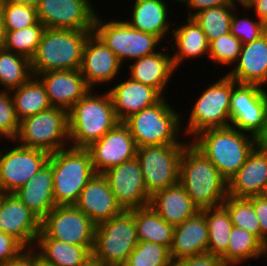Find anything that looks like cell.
<instances>
[{
	"label": "cell",
	"mask_w": 267,
	"mask_h": 266,
	"mask_svg": "<svg viewBox=\"0 0 267 266\" xmlns=\"http://www.w3.org/2000/svg\"><path fill=\"white\" fill-rule=\"evenodd\" d=\"M173 266H227L221 257L204 253L173 262Z\"/></svg>",
	"instance_id": "bcb514c9"
},
{
	"label": "cell",
	"mask_w": 267,
	"mask_h": 266,
	"mask_svg": "<svg viewBox=\"0 0 267 266\" xmlns=\"http://www.w3.org/2000/svg\"><path fill=\"white\" fill-rule=\"evenodd\" d=\"M36 266H49V265H46L44 264L43 262H41L39 259H37V264Z\"/></svg>",
	"instance_id": "680465c9"
},
{
	"label": "cell",
	"mask_w": 267,
	"mask_h": 266,
	"mask_svg": "<svg viewBox=\"0 0 267 266\" xmlns=\"http://www.w3.org/2000/svg\"><path fill=\"white\" fill-rule=\"evenodd\" d=\"M75 206L97 226L124 211L117 202L109 183L101 173L89 180Z\"/></svg>",
	"instance_id": "ffe728a7"
},
{
	"label": "cell",
	"mask_w": 267,
	"mask_h": 266,
	"mask_svg": "<svg viewBox=\"0 0 267 266\" xmlns=\"http://www.w3.org/2000/svg\"><path fill=\"white\" fill-rule=\"evenodd\" d=\"M166 100L164 96L158 103L144 108L123 122L137 147L185 144L178 140L183 134L182 114L176 112Z\"/></svg>",
	"instance_id": "8992f818"
},
{
	"label": "cell",
	"mask_w": 267,
	"mask_h": 266,
	"mask_svg": "<svg viewBox=\"0 0 267 266\" xmlns=\"http://www.w3.org/2000/svg\"><path fill=\"white\" fill-rule=\"evenodd\" d=\"M137 243L134 215L124 210L96 226L92 259L100 266H123Z\"/></svg>",
	"instance_id": "52a82bcc"
},
{
	"label": "cell",
	"mask_w": 267,
	"mask_h": 266,
	"mask_svg": "<svg viewBox=\"0 0 267 266\" xmlns=\"http://www.w3.org/2000/svg\"><path fill=\"white\" fill-rule=\"evenodd\" d=\"M33 76L29 58L0 49V84L2 91L10 92Z\"/></svg>",
	"instance_id": "e575fe53"
},
{
	"label": "cell",
	"mask_w": 267,
	"mask_h": 266,
	"mask_svg": "<svg viewBox=\"0 0 267 266\" xmlns=\"http://www.w3.org/2000/svg\"><path fill=\"white\" fill-rule=\"evenodd\" d=\"M4 36H5L4 25L0 14V49H3Z\"/></svg>",
	"instance_id": "db71d44e"
},
{
	"label": "cell",
	"mask_w": 267,
	"mask_h": 266,
	"mask_svg": "<svg viewBox=\"0 0 267 266\" xmlns=\"http://www.w3.org/2000/svg\"><path fill=\"white\" fill-rule=\"evenodd\" d=\"M236 83L227 75L209 83L207 89L194 100L183 133L193 139L204 130L230 126V97Z\"/></svg>",
	"instance_id": "9c48e42d"
},
{
	"label": "cell",
	"mask_w": 267,
	"mask_h": 266,
	"mask_svg": "<svg viewBox=\"0 0 267 266\" xmlns=\"http://www.w3.org/2000/svg\"><path fill=\"white\" fill-rule=\"evenodd\" d=\"M92 91L68 110L69 143L75 148H88L120 122L109 92Z\"/></svg>",
	"instance_id": "7a4b0ae2"
},
{
	"label": "cell",
	"mask_w": 267,
	"mask_h": 266,
	"mask_svg": "<svg viewBox=\"0 0 267 266\" xmlns=\"http://www.w3.org/2000/svg\"><path fill=\"white\" fill-rule=\"evenodd\" d=\"M267 255V244L265 246V256Z\"/></svg>",
	"instance_id": "91938a15"
},
{
	"label": "cell",
	"mask_w": 267,
	"mask_h": 266,
	"mask_svg": "<svg viewBox=\"0 0 267 266\" xmlns=\"http://www.w3.org/2000/svg\"><path fill=\"white\" fill-rule=\"evenodd\" d=\"M25 249L13 236L0 231V266L17 257Z\"/></svg>",
	"instance_id": "f6af8a7d"
},
{
	"label": "cell",
	"mask_w": 267,
	"mask_h": 266,
	"mask_svg": "<svg viewBox=\"0 0 267 266\" xmlns=\"http://www.w3.org/2000/svg\"><path fill=\"white\" fill-rule=\"evenodd\" d=\"M149 205L162 219L173 226L181 224L200 211L180 183L155 192L151 196Z\"/></svg>",
	"instance_id": "83f0119b"
},
{
	"label": "cell",
	"mask_w": 267,
	"mask_h": 266,
	"mask_svg": "<svg viewBox=\"0 0 267 266\" xmlns=\"http://www.w3.org/2000/svg\"><path fill=\"white\" fill-rule=\"evenodd\" d=\"M45 28L93 31L97 11L91 0H34Z\"/></svg>",
	"instance_id": "5bb4252c"
},
{
	"label": "cell",
	"mask_w": 267,
	"mask_h": 266,
	"mask_svg": "<svg viewBox=\"0 0 267 266\" xmlns=\"http://www.w3.org/2000/svg\"><path fill=\"white\" fill-rule=\"evenodd\" d=\"M257 84L236 83L230 97V126L259 139L267 125V91Z\"/></svg>",
	"instance_id": "7c38bea8"
},
{
	"label": "cell",
	"mask_w": 267,
	"mask_h": 266,
	"mask_svg": "<svg viewBox=\"0 0 267 266\" xmlns=\"http://www.w3.org/2000/svg\"><path fill=\"white\" fill-rule=\"evenodd\" d=\"M266 179L267 151L258 144L243 166L228 181V196L248 198L261 195Z\"/></svg>",
	"instance_id": "d4e9b609"
},
{
	"label": "cell",
	"mask_w": 267,
	"mask_h": 266,
	"mask_svg": "<svg viewBox=\"0 0 267 266\" xmlns=\"http://www.w3.org/2000/svg\"><path fill=\"white\" fill-rule=\"evenodd\" d=\"M177 2H181L183 5H186L188 8V17H191L192 14L200 12L204 9L232 5L231 0H178ZM192 11L194 12L192 13Z\"/></svg>",
	"instance_id": "c3c4849f"
},
{
	"label": "cell",
	"mask_w": 267,
	"mask_h": 266,
	"mask_svg": "<svg viewBox=\"0 0 267 266\" xmlns=\"http://www.w3.org/2000/svg\"><path fill=\"white\" fill-rule=\"evenodd\" d=\"M265 255V245L248 231L233 226L227 249V266H237L250 259L262 258Z\"/></svg>",
	"instance_id": "d590c367"
},
{
	"label": "cell",
	"mask_w": 267,
	"mask_h": 266,
	"mask_svg": "<svg viewBox=\"0 0 267 266\" xmlns=\"http://www.w3.org/2000/svg\"><path fill=\"white\" fill-rule=\"evenodd\" d=\"M4 30H20L39 23L34 0H0Z\"/></svg>",
	"instance_id": "74e56055"
},
{
	"label": "cell",
	"mask_w": 267,
	"mask_h": 266,
	"mask_svg": "<svg viewBox=\"0 0 267 266\" xmlns=\"http://www.w3.org/2000/svg\"><path fill=\"white\" fill-rule=\"evenodd\" d=\"M44 30L45 26L41 22L20 30H4L3 49L31 60L39 46Z\"/></svg>",
	"instance_id": "f35d334b"
},
{
	"label": "cell",
	"mask_w": 267,
	"mask_h": 266,
	"mask_svg": "<svg viewBox=\"0 0 267 266\" xmlns=\"http://www.w3.org/2000/svg\"><path fill=\"white\" fill-rule=\"evenodd\" d=\"M234 5L212 7L192 14L191 18L206 34L208 43L230 33Z\"/></svg>",
	"instance_id": "8d00e7d4"
},
{
	"label": "cell",
	"mask_w": 267,
	"mask_h": 266,
	"mask_svg": "<svg viewBox=\"0 0 267 266\" xmlns=\"http://www.w3.org/2000/svg\"><path fill=\"white\" fill-rule=\"evenodd\" d=\"M184 23L177 28L174 27L171 32L172 40H175L174 44H170L171 50L175 51V54L171 56L176 70L187 58L193 60V58L202 57V55H209V43L206 34L191 17H187Z\"/></svg>",
	"instance_id": "4dcf8cb0"
},
{
	"label": "cell",
	"mask_w": 267,
	"mask_h": 266,
	"mask_svg": "<svg viewBox=\"0 0 267 266\" xmlns=\"http://www.w3.org/2000/svg\"><path fill=\"white\" fill-rule=\"evenodd\" d=\"M190 140L213 163L227 182L258 145L256 137L232 126L207 129Z\"/></svg>",
	"instance_id": "3957f363"
},
{
	"label": "cell",
	"mask_w": 267,
	"mask_h": 266,
	"mask_svg": "<svg viewBox=\"0 0 267 266\" xmlns=\"http://www.w3.org/2000/svg\"><path fill=\"white\" fill-rule=\"evenodd\" d=\"M246 9H254L256 17L267 25V0H255L248 8H245V10Z\"/></svg>",
	"instance_id": "f907efd6"
},
{
	"label": "cell",
	"mask_w": 267,
	"mask_h": 266,
	"mask_svg": "<svg viewBox=\"0 0 267 266\" xmlns=\"http://www.w3.org/2000/svg\"><path fill=\"white\" fill-rule=\"evenodd\" d=\"M180 161L179 183L199 210L222 205L228 196V182L190 140Z\"/></svg>",
	"instance_id": "6da1fadb"
},
{
	"label": "cell",
	"mask_w": 267,
	"mask_h": 266,
	"mask_svg": "<svg viewBox=\"0 0 267 266\" xmlns=\"http://www.w3.org/2000/svg\"><path fill=\"white\" fill-rule=\"evenodd\" d=\"M0 231L13 236L25 248H33L41 221L14 193H6L0 208Z\"/></svg>",
	"instance_id": "d6986e66"
},
{
	"label": "cell",
	"mask_w": 267,
	"mask_h": 266,
	"mask_svg": "<svg viewBox=\"0 0 267 266\" xmlns=\"http://www.w3.org/2000/svg\"><path fill=\"white\" fill-rule=\"evenodd\" d=\"M134 215L138 241L154 242L169 250L173 243L174 226L162 219L150 205L130 210Z\"/></svg>",
	"instance_id": "1f68e13d"
},
{
	"label": "cell",
	"mask_w": 267,
	"mask_h": 266,
	"mask_svg": "<svg viewBox=\"0 0 267 266\" xmlns=\"http://www.w3.org/2000/svg\"><path fill=\"white\" fill-rule=\"evenodd\" d=\"M10 94L20 121L52 107L43 84L36 76H32L26 83L10 91Z\"/></svg>",
	"instance_id": "d6a6232c"
},
{
	"label": "cell",
	"mask_w": 267,
	"mask_h": 266,
	"mask_svg": "<svg viewBox=\"0 0 267 266\" xmlns=\"http://www.w3.org/2000/svg\"><path fill=\"white\" fill-rule=\"evenodd\" d=\"M50 154L33 148L14 145L0 152V190L15 193L44 165Z\"/></svg>",
	"instance_id": "9a60e30c"
},
{
	"label": "cell",
	"mask_w": 267,
	"mask_h": 266,
	"mask_svg": "<svg viewBox=\"0 0 267 266\" xmlns=\"http://www.w3.org/2000/svg\"><path fill=\"white\" fill-rule=\"evenodd\" d=\"M90 30L45 28L39 46L31 58L33 76L58 70H78Z\"/></svg>",
	"instance_id": "277c9868"
},
{
	"label": "cell",
	"mask_w": 267,
	"mask_h": 266,
	"mask_svg": "<svg viewBox=\"0 0 267 266\" xmlns=\"http://www.w3.org/2000/svg\"><path fill=\"white\" fill-rule=\"evenodd\" d=\"M260 196L267 198V179L265 181V184H264V187L262 189V192H261Z\"/></svg>",
	"instance_id": "11a10c76"
},
{
	"label": "cell",
	"mask_w": 267,
	"mask_h": 266,
	"mask_svg": "<svg viewBox=\"0 0 267 266\" xmlns=\"http://www.w3.org/2000/svg\"><path fill=\"white\" fill-rule=\"evenodd\" d=\"M38 255L33 248H26L17 257L1 266H36Z\"/></svg>",
	"instance_id": "681fc988"
},
{
	"label": "cell",
	"mask_w": 267,
	"mask_h": 266,
	"mask_svg": "<svg viewBox=\"0 0 267 266\" xmlns=\"http://www.w3.org/2000/svg\"><path fill=\"white\" fill-rule=\"evenodd\" d=\"M15 141L20 146L49 154L70 146L68 111L51 107L22 119Z\"/></svg>",
	"instance_id": "ba28073f"
},
{
	"label": "cell",
	"mask_w": 267,
	"mask_h": 266,
	"mask_svg": "<svg viewBox=\"0 0 267 266\" xmlns=\"http://www.w3.org/2000/svg\"><path fill=\"white\" fill-rule=\"evenodd\" d=\"M208 226V253L221 257L227 265L229 236L233 227L227 209L216 206L205 209Z\"/></svg>",
	"instance_id": "836d02e7"
},
{
	"label": "cell",
	"mask_w": 267,
	"mask_h": 266,
	"mask_svg": "<svg viewBox=\"0 0 267 266\" xmlns=\"http://www.w3.org/2000/svg\"><path fill=\"white\" fill-rule=\"evenodd\" d=\"M36 77L43 84L50 105L67 111L91 89L80 69L49 71Z\"/></svg>",
	"instance_id": "44dd1931"
},
{
	"label": "cell",
	"mask_w": 267,
	"mask_h": 266,
	"mask_svg": "<svg viewBox=\"0 0 267 266\" xmlns=\"http://www.w3.org/2000/svg\"><path fill=\"white\" fill-rule=\"evenodd\" d=\"M85 266H100L98 263H96L93 259L88 263L86 264Z\"/></svg>",
	"instance_id": "9f6ffc18"
},
{
	"label": "cell",
	"mask_w": 267,
	"mask_h": 266,
	"mask_svg": "<svg viewBox=\"0 0 267 266\" xmlns=\"http://www.w3.org/2000/svg\"><path fill=\"white\" fill-rule=\"evenodd\" d=\"M174 1L177 2V0ZM133 5L132 12H130L131 19L125 22L133 29L156 35L162 41L166 39L171 29V23L167 20L170 12L167 2L165 0H135Z\"/></svg>",
	"instance_id": "f1b7e54d"
},
{
	"label": "cell",
	"mask_w": 267,
	"mask_h": 266,
	"mask_svg": "<svg viewBox=\"0 0 267 266\" xmlns=\"http://www.w3.org/2000/svg\"><path fill=\"white\" fill-rule=\"evenodd\" d=\"M96 225L75 205L55 206L41 221L37 238H52L72 245L94 247Z\"/></svg>",
	"instance_id": "4fadbf2b"
},
{
	"label": "cell",
	"mask_w": 267,
	"mask_h": 266,
	"mask_svg": "<svg viewBox=\"0 0 267 266\" xmlns=\"http://www.w3.org/2000/svg\"><path fill=\"white\" fill-rule=\"evenodd\" d=\"M107 90L111 96L115 114L120 122L158 103L164 96L155 88L146 86L130 77Z\"/></svg>",
	"instance_id": "7402d4cb"
},
{
	"label": "cell",
	"mask_w": 267,
	"mask_h": 266,
	"mask_svg": "<svg viewBox=\"0 0 267 266\" xmlns=\"http://www.w3.org/2000/svg\"><path fill=\"white\" fill-rule=\"evenodd\" d=\"M5 194H6V193H4V192H2V191L0 190V208H1V203H2V200H3V197H4Z\"/></svg>",
	"instance_id": "6f0895ef"
},
{
	"label": "cell",
	"mask_w": 267,
	"mask_h": 266,
	"mask_svg": "<svg viewBox=\"0 0 267 266\" xmlns=\"http://www.w3.org/2000/svg\"><path fill=\"white\" fill-rule=\"evenodd\" d=\"M242 43L231 32L209 43L208 59L219 65L236 64ZM235 62V63H234Z\"/></svg>",
	"instance_id": "b9f144b4"
},
{
	"label": "cell",
	"mask_w": 267,
	"mask_h": 266,
	"mask_svg": "<svg viewBox=\"0 0 267 266\" xmlns=\"http://www.w3.org/2000/svg\"><path fill=\"white\" fill-rule=\"evenodd\" d=\"M233 12L230 32L241 41L242 44L252 42L267 32V25L258 18H241Z\"/></svg>",
	"instance_id": "ee69618b"
},
{
	"label": "cell",
	"mask_w": 267,
	"mask_h": 266,
	"mask_svg": "<svg viewBox=\"0 0 267 266\" xmlns=\"http://www.w3.org/2000/svg\"><path fill=\"white\" fill-rule=\"evenodd\" d=\"M35 244L38 259L49 266H85L92 260V252L85 246L52 238H37Z\"/></svg>",
	"instance_id": "f546056e"
},
{
	"label": "cell",
	"mask_w": 267,
	"mask_h": 266,
	"mask_svg": "<svg viewBox=\"0 0 267 266\" xmlns=\"http://www.w3.org/2000/svg\"><path fill=\"white\" fill-rule=\"evenodd\" d=\"M20 126L10 92L0 89V136L11 142L16 138Z\"/></svg>",
	"instance_id": "7bdbcfd3"
},
{
	"label": "cell",
	"mask_w": 267,
	"mask_h": 266,
	"mask_svg": "<svg viewBox=\"0 0 267 266\" xmlns=\"http://www.w3.org/2000/svg\"><path fill=\"white\" fill-rule=\"evenodd\" d=\"M239 3H237V2ZM255 0H231L232 5H234L235 7H237V5H241V7L243 8H248L250 6V4H252Z\"/></svg>",
	"instance_id": "816d5d0a"
},
{
	"label": "cell",
	"mask_w": 267,
	"mask_h": 266,
	"mask_svg": "<svg viewBox=\"0 0 267 266\" xmlns=\"http://www.w3.org/2000/svg\"><path fill=\"white\" fill-rule=\"evenodd\" d=\"M208 252V226L205 209L174 226L170 249L172 262Z\"/></svg>",
	"instance_id": "cb8c5ba5"
},
{
	"label": "cell",
	"mask_w": 267,
	"mask_h": 266,
	"mask_svg": "<svg viewBox=\"0 0 267 266\" xmlns=\"http://www.w3.org/2000/svg\"><path fill=\"white\" fill-rule=\"evenodd\" d=\"M87 149L90 152L95 173L103 174L116 165L134 159L138 147L128 127L123 122H119Z\"/></svg>",
	"instance_id": "e0dca14e"
},
{
	"label": "cell",
	"mask_w": 267,
	"mask_h": 266,
	"mask_svg": "<svg viewBox=\"0 0 267 266\" xmlns=\"http://www.w3.org/2000/svg\"><path fill=\"white\" fill-rule=\"evenodd\" d=\"M56 206L75 205L80 193L95 175L87 148L68 146L49 156Z\"/></svg>",
	"instance_id": "5b68a950"
},
{
	"label": "cell",
	"mask_w": 267,
	"mask_h": 266,
	"mask_svg": "<svg viewBox=\"0 0 267 266\" xmlns=\"http://www.w3.org/2000/svg\"><path fill=\"white\" fill-rule=\"evenodd\" d=\"M122 63L117 56L92 33L84 46L81 75L91 89L110 84L119 74Z\"/></svg>",
	"instance_id": "ac0fdd59"
},
{
	"label": "cell",
	"mask_w": 267,
	"mask_h": 266,
	"mask_svg": "<svg viewBox=\"0 0 267 266\" xmlns=\"http://www.w3.org/2000/svg\"><path fill=\"white\" fill-rule=\"evenodd\" d=\"M258 144L267 151V125L265 133L258 139Z\"/></svg>",
	"instance_id": "f5cc1de1"
},
{
	"label": "cell",
	"mask_w": 267,
	"mask_h": 266,
	"mask_svg": "<svg viewBox=\"0 0 267 266\" xmlns=\"http://www.w3.org/2000/svg\"><path fill=\"white\" fill-rule=\"evenodd\" d=\"M123 266H173L170 250L160 244L138 241Z\"/></svg>",
	"instance_id": "60d3db41"
},
{
	"label": "cell",
	"mask_w": 267,
	"mask_h": 266,
	"mask_svg": "<svg viewBox=\"0 0 267 266\" xmlns=\"http://www.w3.org/2000/svg\"><path fill=\"white\" fill-rule=\"evenodd\" d=\"M187 144L138 147L136 158L150 196L179 183L180 161Z\"/></svg>",
	"instance_id": "8fae6325"
},
{
	"label": "cell",
	"mask_w": 267,
	"mask_h": 266,
	"mask_svg": "<svg viewBox=\"0 0 267 266\" xmlns=\"http://www.w3.org/2000/svg\"><path fill=\"white\" fill-rule=\"evenodd\" d=\"M97 14L93 33L117 56L123 63L133 61L156 53L157 46L162 43L156 35L131 28L122 20L104 21Z\"/></svg>",
	"instance_id": "30bf717a"
},
{
	"label": "cell",
	"mask_w": 267,
	"mask_h": 266,
	"mask_svg": "<svg viewBox=\"0 0 267 266\" xmlns=\"http://www.w3.org/2000/svg\"><path fill=\"white\" fill-rule=\"evenodd\" d=\"M222 205L227 209L233 226L254 234L261 241V227L253 208L246 198L227 196Z\"/></svg>",
	"instance_id": "ab89813d"
},
{
	"label": "cell",
	"mask_w": 267,
	"mask_h": 266,
	"mask_svg": "<svg viewBox=\"0 0 267 266\" xmlns=\"http://www.w3.org/2000/svg\"><path fill=\"white\" fill-rule=\"evenodd\" d=\"M40 220L56 206L51 165L47 163L14 193Z\"/></svg>",
	"instance_id": "484cf974"
},
{
	"label": "cell",
	"mask_w": 267,
	"mask_h": 266,
	"mask_svg": "<svg viewBox=\"0 0 267 266\" xmlns=\"http://www.w3.org/2000/svg\"><path fill=\"white\" fill-rule=\"evenodd\" d=\"M103 175L117 202L124 210L149 205L151 196L147 192L142 170L136 157L106 170Z\"/></svg>",
	"instance_id": "2e32d148"
},
{
	"label": "cell",
	"mask_w": 267,
	"mask_h": 266,
	"mask_svg": "<svg viewBox=\"0 0 267 266\" xmlns=\"http://www.w3.org/2000/svg\"><path fill=\"white\" fill-rule=\"evenodd\" d=\"M161 50L133 61L134 63L129 64V69L131 79L157 89L164 96L165 88L176 69L172 56L164 53L170 50L165 46H162Z\"/></svg>",
	"instance_id": "4316f807"
},
{
	"label": "cell",
	"mask_w": 267,
	"mask_h": 266,
	"mask_svg": "<svg viewBox=\"0 0 267 266\" xmlns=\"http://www.w3.org/2000/svg\"><path fill=\"white\" fill-rule=\"evenodd\" d=\"M252 205L259 220L261 227V242L266 246L267 244V198L258 196H251L246 198Z\"/></svg>",
	"instance_id": "7dc6e473"
},
{
	"label": "cell",
	"mask_w": 267,
	"mask_h": 266,
	"mask_svg": "<svg viewBox=\"0 0 267 266\" xmlns=\"http://www.w3.org/2000/svg\"><path fill=\"white\" fill-rule=\"evenodd\" d=\"M237 64L226 75L237 83L267 85V32L260 38L242 44Z\"/></svg>",
	"instance_id": "603a6c76"
}]
</instances>
